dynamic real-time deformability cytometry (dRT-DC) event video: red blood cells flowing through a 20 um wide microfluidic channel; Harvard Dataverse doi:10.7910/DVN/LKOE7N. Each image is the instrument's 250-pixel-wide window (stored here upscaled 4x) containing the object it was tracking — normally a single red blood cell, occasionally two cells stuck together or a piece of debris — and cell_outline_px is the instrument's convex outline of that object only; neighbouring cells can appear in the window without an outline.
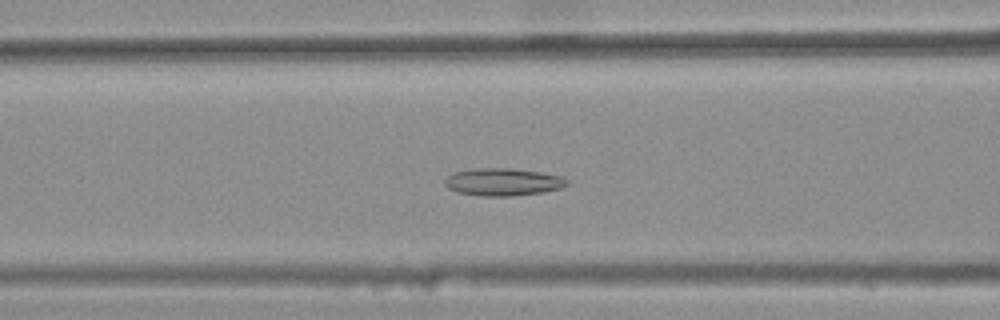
{"species": "common noctule bat (a hibernating species)", "species_latin": "Nyctalus noctula", "temperature_condition": "warm", "stored_images_in_passage": 41, "camera_frame_rate_fps": 3000, "um_per_image_px": 0.085, "animal": {"sex": "female", "body_mass_g": 25.1}, "frame": {"image": 1, "passage_image": 17, "time_ms": 5.333, "image_size_px": [1000, 320], "cell_outline_px": [[568, 184], [560, 188], [544, 192], [512, 196], [480, 196], [456, 192], [448, 188], [444, 184], [444, 180], [452, 172], [476, 168], [512, 168], [540, 172], [560, 176], [568, 180]], "centroid_in_image_um": [42.72, 15.47], "position_along_channel_um": 123.9, "area_um2": 19.71}}
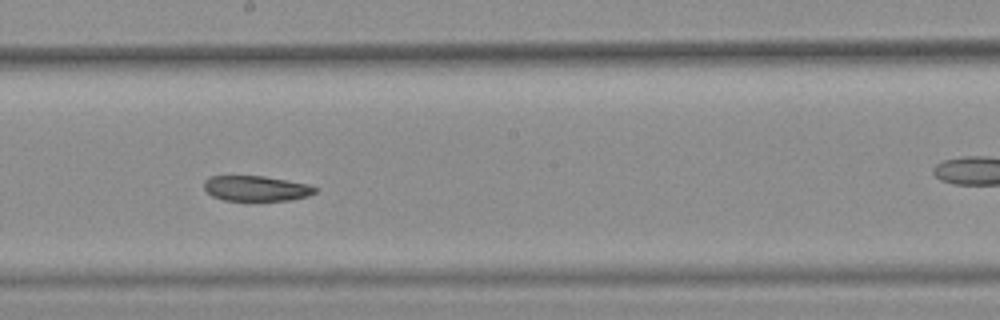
{"frame": {"image": 2, "passage_image": 25, "time_ms": 8.0, "image_size_px": [1000, 320], "cell_outline_px": [[316, 192], [308, 196], [288, 200], [224, 200], [212, 196], [204, 188], [204, 180], [208, 176], [264, 176], [308, 184], [316, 188]], "centroid_in_image_um": [21.75, 16.01], "position_along_channel_um": 226.5, "area_um2": 16.24}}
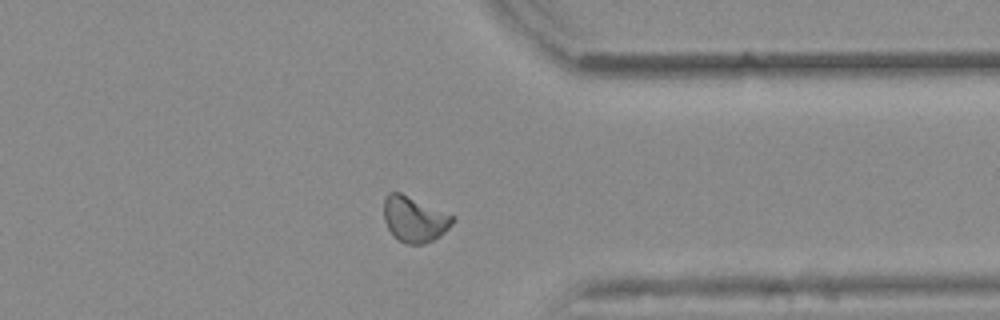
{"frame": {"image": 3, "passage_image": 37, "time_ms": 12.0, "image_size_px": [1000, 320], "cell_outline_px": [[456, 220], [444, 232], [432, 240], [424, 244], [408, 244], [392, 236], [384, 220], [384, 200], [388, 192], [400, 192], [456, 216]], "centroid_in_image_um": [35.23, 18.62], "position_along_channel_um": 376.2, "area_um2": 18.32}, "authors_computed_cell_mechanics": {"area_um2": 18.3226, "velocity_mm_per_s": 3.8581, "shape_relaxation_time_tau1_ms": null, "shape_relaxation_time_tau2_ms": 8.7945, "deformation_change_tau1": null, "deformation_change_tau2": 0.1608}}